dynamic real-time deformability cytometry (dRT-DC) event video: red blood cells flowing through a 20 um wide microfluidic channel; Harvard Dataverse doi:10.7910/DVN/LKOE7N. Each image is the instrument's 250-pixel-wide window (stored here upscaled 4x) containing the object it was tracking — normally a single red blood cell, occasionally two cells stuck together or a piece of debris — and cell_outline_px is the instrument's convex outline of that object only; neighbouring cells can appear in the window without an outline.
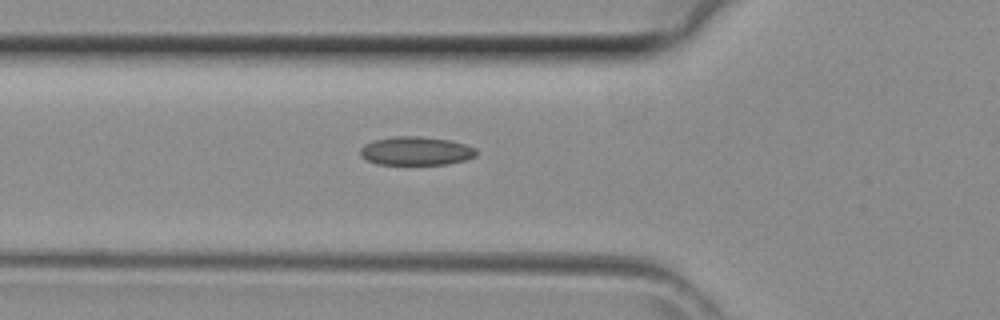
{"species": "common noctule bat (a hibernating species)", "species_latin": "Nyctalus noctula", "temperature_condition": "room temperature", "stored_images_in_passage": 15, "camera_frame_rate_fps": 3000, "um_per_image_px": 0.085, "animal": {"sex": "female", "body_mass_g": 29.2, "forearm_length_mm": 56.3}, "frame": {"image": 1, "passage_image": 2, "time_ms": 0.333, "image_size_px": [1000, 320], "cell_outline_px": [[476, 156], [464, 160], [448, 164], [376, 164], [360, 156], [360, 148], [364, 144], [372, 140], [392, 136], [420, 136], [448, 140], [464, 144], [476, 148]], "centroid_in_image_um": [35.32, 12.82], "position_along_channel_um": 90.5, "area_um2": 19.36}}
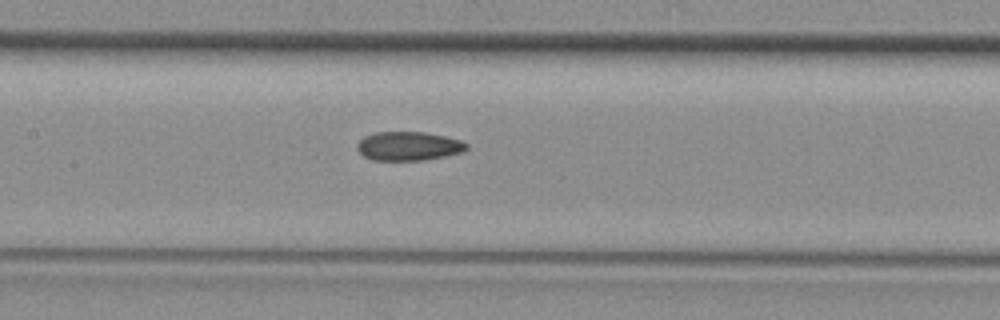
{"frame": {"image": 2, "passage_image": 7, "time_ms": 2.0, "image_size_px": [1000, 320], "cell_outline_px": [[468, 148], [464, 152], [444, 156], [420, 160], [372, 160], [364, 156], [356, 148], [356, 144], [364, 136], [376, 132], [424, 132], [444, 136], [460, 140], [468, 144]], "centroid_in_image_um": [34.72, 12.41], "position_along_channel_um": 172.7, "area_um2": 18.38}}
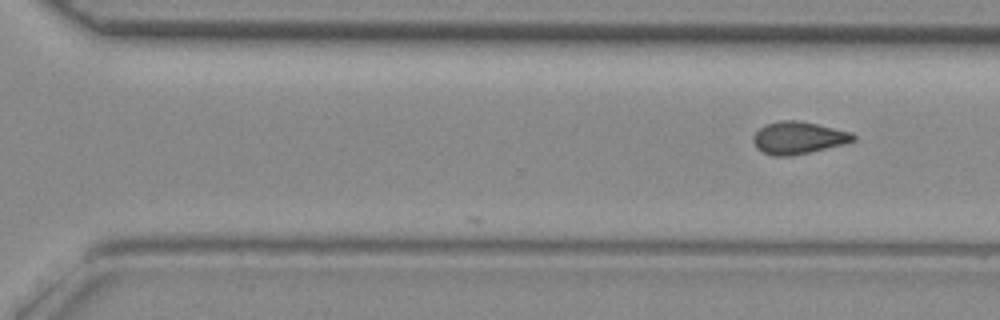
{"frame": {"image": 3, "passage_image": 15, "time_ms": 4.667, "image_size_px": [1000, 320], "cell_outline_px": [[856, 140], [844, 144], [792, 156], [772, 156], [756, 148], [752, 140], [752, 136], [760, 128], [768, 124], [780, 120], [800, 120], [852, 132], [856, 136]], "centroid_in_image_um": [67.86, 11.71], "position_along_channel_um": 302.7, "area_um2": 18.9}}